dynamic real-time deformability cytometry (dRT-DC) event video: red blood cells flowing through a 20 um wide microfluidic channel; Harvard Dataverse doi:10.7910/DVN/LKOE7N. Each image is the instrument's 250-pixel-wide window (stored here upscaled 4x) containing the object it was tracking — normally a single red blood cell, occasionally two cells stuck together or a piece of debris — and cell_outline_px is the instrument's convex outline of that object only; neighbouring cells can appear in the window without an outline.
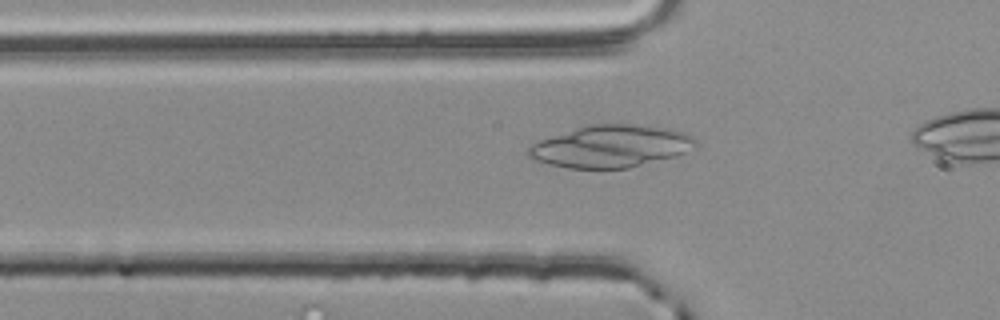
{"species": "common noctule bat (a hibernating species)", "species_latin": "Nyctalus noctula", "temperature_condition": "room temperature", "stored_images_in_passage": 29, "camera_frame_rate_fps": 3000, "um_per_image_px": 0.085, "animal": {"sex": "male", "body_mass_g": 20.4}, "frame": {"image": 1, "passage_image": 10, "time_ms": 3.0, "image_size_px": [1000, 320], "cell_outline_px": [[700, 144], [676, 156], [628, 168], [568, 168], [548, 164], [536, 160], [528, 156], [524, 152], [532, 144], [540, 140], [592, 124], [632, 124], [664, 128], [684, 132], [692, 136]], "centroid_in_image_um": [51.93, 12.45], "position_along_channel_um": 73.9, "area_um2": 40.69}}
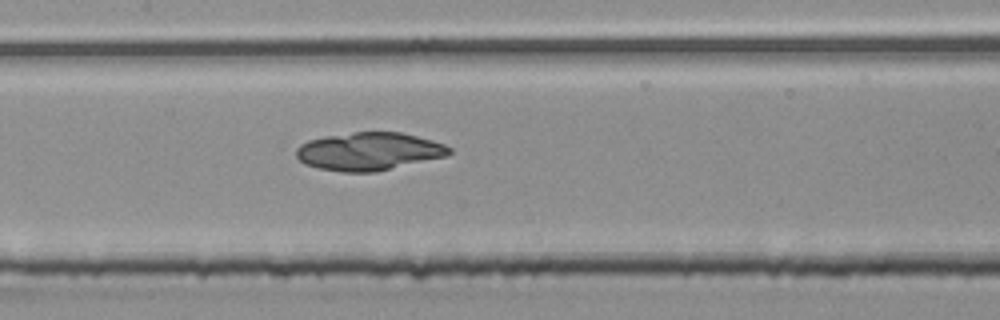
{"frame": {"image": 2, "passage_image": 18, "time_ms": 5.667, "image_size_px": [1000, 320], "cell_outline_px": [[452, 152], [444, 156], [376, 172], [340, 172], [320, 168], [304, 164], [296, 156], [296, 148], [300, 144], [308, 140], [328, 136], [356, 132], [400, 132], [432, 140], [444, 144], [452, 148]], "centroid_in_image_um": [31.34, 12.87], "position_along_channel_um": 176.1, "area_um2": 33.58}}
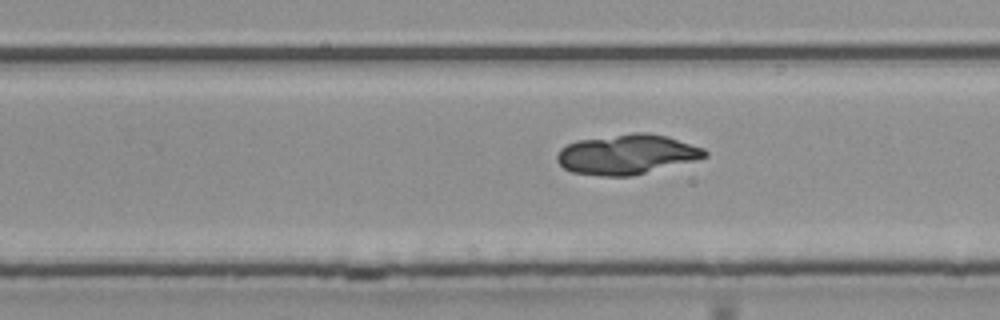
{"frame": {"image": 3, "passage_image": 26, "time_ms": 8.333, "image_size_px": [1000, 320], "cell_outline_px": [[708, 156], [696, 160], [632, 176], [600, 176], [572, 172], [564, 168], [556, 160], [556, 156], [560, 148], [576, 140], [632, 132], [648, 132], [668, 136], [704, 148], [708, 152]], "centroid_in_image_um": [53.28, 13.11], "position_along_channel_um": 276.5, "area_um2": 34.62}}